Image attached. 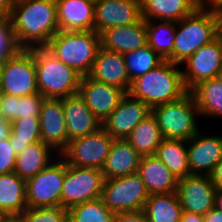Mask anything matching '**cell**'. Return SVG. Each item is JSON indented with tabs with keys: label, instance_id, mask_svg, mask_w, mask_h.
Instances as JSON below:
<instances>
[{
	"label": "cell",
	"instance_id": "obj_1",
	"mask_svg": "<svg viewBox=\"0 0 222 222\" xmlns=\"http://www.w3.org/2000/svg\"><path fill=\"white\" fill-rule=\"evenodd\" d=\"M10 21L21 49L45 47L59 31L56 0H13Z\"/></svg>",
	"mask_w": 222,
	"mask_h": 222
},
{
	"label": "cell",
	"instance_id": "obj_2",
	"mask_svg": "<svg viewBox=\"0 0 222 222\" xmlns=\"http://www.w3.org/2000/svg\"><path fill=\"white\" fill-rule=\"evenodd\" d=\"M179 67L178 64L164 60L154 69L133 80L128 93L146 103L151 109L180 99L188 91Z\"/></svg>",
	"mask_w": 222,
	"mask_h": 222
},
{
	"label": "cell",
	"instance_id": "obj_3",
	"mask_svg": "<svg viewBox=\"0 0 222 222\" xmlns=\"http://www.w3.org/2000/svg\"><path fill=\"white\" fill-rule=\"evenodd\" d=\"M221 26L222 16L197 8L177 21L173 53L167 60L181 65L199 48L215 40Z\"/></svg>",
	"mask_w": 222,
	"mask_h": 222
},
{
	"label": "cell",
	"instance_id": "obj_4",
	"mask_svg": "<svg viewBox=\"0 0 222 222\" xmlns=\"http://www.w3.org/2000/svg\"><path fill=\"white\" fill-rule=\"evenodd\" d=\"M101 47L95 31H58L45 46L57 59L82 77L88 76Z\"/></svg>",
	"mask_w": 222,
	"mask_h": 222
},
{
	"label": "cell",
	"instance_id": "obj_5",
	"mask_svg": "<svg viewBox=\"0 0 222 222\" xmlns=\"http://www.w3.org/2000/svg\"><path fill=\"white\" fill-rule=\"evenodd\" d=\"M34 61L38 91L45 98H65L78 93L82 76L45 47H34Z\"/></svg>",
	"mask_w": 222,
	"mask_h": 222
},
{
	"label": "cell",
	"instance_id": "obj_6",
	"mask_svg": "<svg viewBox=\"0 0 222 222\" xmlns=\"http://www.w3.org/2000/svg\"><path fill=\"white\" fill-rule=\"evenodd\" d=\"M151 112L164 139L187 141L200 131L196 120L200 112L189 91L176 101L153 107Z\"/></svg>",
	"mask_w": 222,
	"mask_h": 222
},
{
	"label": "cell",
	"instance_id": "obj_7",
	"mask_svg": "<svg viewBox=\"0 0 222 222\" xmlns=\"http://www.w3.org/2000/svg\"><path fill=\"white\" fill-rule=\"evenodd\" d=\"M0 91L13 96H29L39 93L34 47L20 49L14 56L3 61Z\"/></svg>",
	"mask_w": 222,
	"mask_h": 222
},
{
	"label": "cell",
	"instance_id": "obj_8",
	"mask_svg": "<svg viewBox=\"0 0 222 222\" xmlns=\"http://www.w3.org/2000/svg\"><path fill=\"white\" fill-rule=\"evenodd\" d=\"M104 181L101 169L76 167L65 161L61 207L68 210L75 205L101 198Z\"/></svg>",
	"mask_w": 222,
	"mask_h": 222
},
{
	"label": "cell",
	"instance_id": "obj_9",
	"mask_svg": "<svg viewBox=\"0 0 222 222\" xmlns=\"http://www.w3.org/2000/svg\"><path fill=\"white\" fill-rule=\"evenodd\" d=\"M65 177V160L59 155L36 176L26 180L27 207L61 206V191Z\"/></svg>",
	"mask_w": 222,
	"mask_h": 222
},
{
	"label": "cell",
	"instance_id": "obj_10",
	"mask_svg": "<svg viewBox=\"0 0 222 222\" xmlns=\"http://www.w3.org/2000/svg\"><path fill=\"white\" fill-rule=\"evenodd\" d=\"M149 197L145 183L137 173L105 179L101 199L114 213L143 210Z\"/></svg>",
	"mask_w": 222,
	"mask_h": 222
},
{
	"label": "cell",
	"instance_id": "obj_11",
	"mask_svg": "<svg viewBox=\"0 0 222 222\" xmlns=\"http://www.w3.org/2000/svg\"><path fill=\"white\" fill-rule=\"evenodd\" d=\"M113 141L101 127L94 133L71 140L60 156L68 165L102 169Z\"/></svg>",
	"mask_w": 222,
	"mask_h": 222
},
{
	"label": "cell",
	"instance_id": "obj_12",
	"mask_svg": "<svg viewBox=\"0 0 222 222\" xmlns=\"http://www.w3.org/2000/svg\"><path fill=\"white\" fill-rule=\"evenodd\" d=\"M183 83L187 91L202 81L215 79L222 69V45L217 37L211 43L199 48L182 63Z\"/></svg>",
	"mask_w": 222,
	"mask_h": 222
},
{
	"label": "cell",
	"instance_id": "obj_13",
	"mask_svg": "<svg viewBox=\"0 0 222 222\" xmlns=\"http://www.w3.org/2000/svg\"><path fill=\"white\" fill-rule=\"evenodd\" d=\"M215 193L209 175L191 174L178 179L176 194L182 211L205 215L214 208Z\"/></svg>",
	"mask_w": 222,
	"mask_h": 222
},
{
	"label": "cell",
	"instance_id": "obj_14",
	"mask_svg": "<svg viewBox=\"0 0 222 222\" xmlns=\"http://www.w3.org/2000/svg\"><path fill=\"white\" fill-rule=\"evenodd\" d=\"M150 113L151 108L146 103L126 93L102 127L113 139H126Z\"/></svg>",
	"mask_w": 222,
	"mask_h": 222
},
{
	"label": "cell",
	"instance_id": "obj_15",
	"mask_svg": "<svg viewBox=\"0 0 222 222\" xmlns=\"http://www.w3.org/2000/svg\"><path fill=\"white\" fill-rule=\"evenodd\" d=\"M142 18L141 0H95L94 31L137 23Z\"/></svg>",
	"mask_w": 222,
	"mask_h": 222
},
{
	"label": "cell",
	"instance_id": "obj_16",
	"mask_svg": "<svg viewBox=\"0 0 222 222\" xmlns=\"http://www.w3.org/2000/svg\"><path fill=\"white\" fill-rule=\"evenodd\" d=\"M78 93L101 123L117 108L126 94L117 86L93 80L88 76L81 78Z\"/></svg>",
	"mask_w": 222,
	"mask_h": 222
},
{
	"label": "cell",
	"instance_id": "obj_17",
	"mask_svg": "<svg viewBox=\"0 0 222 222\" xmlns=\"http://www.w3.org/2000/svg\"><path fill=\"white\" fill-rule=\"evenodd\" d=\"M39 119L41 141L60 155L67 147V129L62 98H44Z\"/></svg>",
	"mask_w": 222,
	"mask_h": 222
},
{
	"label": "cell",
	"instance_id": "obj_18",
	"mask_svg": "<svg viewBox=\"0 0 222 222\" xmlns=\"http://www.w3.org/2000/svg\"><path fill=\"white\" fill-rule=\"evenodd\" d=\"M200 132L187 140L188 165L190 174L209 175L222 159V136Z\"/></svg>",
	"mask_w": 222,
	"mask_h": 222
},
{
	"label": "cell",
	"instance_id": "obj_19",
	"mask_svg": "<svg viewBox=\"0 0 222 222\" xmlns=\"http://www.w3.org/2000/svg\"><path fill=\"white\" fill-rule=\"evenodd\" d=\"M62 104L66 120L67 146L71 140L94 133L102 127V123L87 107L79 93L62 98Z\"/></svg>",
	"mask_w": 222,
	"mask_h": 222
},
{
	"label": "cell",
	"instance_id": "obj_20",
	"mask_svg": "<svg viewBox=\"0 0 222 222\" xmlns=\"http://www.w3.org/2000/svg\"><path fill=\"white\" fill-rule=\"evenodd\" d=\"M88 77L105 84L117 86L126 93H128L131 86L124 55L102 47L97 53Z\"/></svg>",
	"mask_w": 222,
	"mask_h": 222
},
{
	"label": "cell",
	"instance_id": "obj_21",
	"mask_svg": "<svg viewBox=\"0 0 222 222\" xmlns=\"http://www.w3.org/2000/svg\"><path fill=\"white\" fill-rule=\"evenodd\" d=\"M60 31H94L95 0H56Z\"/></svg>",
	"mask_w": 222,
	"mask_h": 222
},
{
	"label": "cell",
	"instance_id": "obj_22",
	"mask_svg": "<svg viewBox=\"0 0 222 222\" xmlns=\"http://www.w3.org/2000/svg\"><path fill=\"white\" fill-rule=\"evenodd\" d=\"M101 47L124 54L147 44L146 20L141 18L137 23L115 26L100 34Z\"/></svg>",
	"mask_w": 222,
	"mask_h": 222
},
{
	"label": "cell",
	"instance_id": "obj_23",
	"mask_svg": "<svg viewBox=\"0 0 222 222\" xmlns=\"http://www.w3.org/2000/svg\"><path fill=\"white\" fill-rule=\"evenodd\" d=\"M137 174L145 183L149 195L176 192L178 178L156 155L141 157Z\"/></svg>",
	"mask_w": 222,
	"mask_h": 222
},
{
	"label": "cell",
	"instance_id": "obj_24",
	"mask_svg": "<svg viewBox=\"0 0 222 222\" xmlns=\"http://www.w3.org/2000/svg\"><path fill=\"white\" fill-rule=\"evenodd\" d=\"M141 155L126 139H114L101 169L105 179L137 173Z\"/></svg>",
	"mask_w": 222,
	"mask_h": 222
},
{
	"label": "cell",
	"instance_id": "obj_25",
	"mask_svg": "<svg viewBox=\"0 0 222 222\" xmlns=\"http://www.w3.org/2000/svg\"><path fill=\"white\" fill-rule=\"evenodd\" d=\"M26 209V180L15 172L0 174V212L20 217Z\"/></svg>",
	"mask_w": 222,
	"mask_h": 222
},
{
	"label": "cell",
	"instance_id": "obj_26",
	"mask_svg": "<svg viewBox=\"0 0 222 222\" xmlns=\"http://www.w3.org/2000/svg\"><path fill=\"white\" fill-rule=\"evenodd\" d=\"M198 8V0H141L145 20L177 22Z\"/></svg>",
	"mask_w": 222,
	"mask_h": 222
},
{
	"label": "cell",
	"instance_id": "obj_27",
	"mask_svg": "<svg viewBox=\"0 0 222 222\" xmlns=\"http://www.w3.org/2000/svg\"><path fill=\"white\" fill-rule=\"evenodd\" d=\"M58 156L59 154L49 145L42 141L36 142L16 156L14 172L27 180L36 176Z\"/></svg>",
	"mask_w": 222,
	"mask_h": 222
},
{
	"label": "cell",
	"instance_id": "obj_28",
	"mask_svg": "<svg viewBox=\"0 0 222 222\" xmlns=\"http://www.w3.org/2000/svg\"><path fill=\"white\" fill-rule=\"evenodd\" d=\"M163 139L158 122L152 112L139 122L126 138L142 157L155 155Z\"/></svg>",
	"mask_w": 222,
	"mask_h": 222
},
{
	"label": "cell",
	"instance_id": "obj_29",
	"mask_svg": "<svg viewBox=\"0 0 222 222\" xmlns=\"http://www.w3.org/2000/svg\"><path fill=\"white\" fill-rule=\"evenodd\" d=\"M150 222H180L182 207L176 192L151 194L143 209Z\"/></svg>",
	"mask_w": 222,
	"mask_h": 222
},
{
	"label": "cell",
	"instance_id": "obj_30",
	"mask_svg": "<svg viewBox=\"0 0 222 222\" xmlns=\"http://www.w3.org/2000/svg\"><path fill=\"white\" fill-rule=\"evenodd\" d=\"M200 112V117L222 116V84L217 79L205 80L189 91Z\"/></svg>",
	"mask_w": 222,
	"mask_h": 222
},
{
	"label": "cell",
	"instance_id": "obj_31",
	"mask_svg": "<svg viewBox=\"0 0 222 222\" xmlns=\"http://www.w3.org/2000/svg\"><path fill=\"white\" fill-rule=\"evenodd\" d=\"M44 98L40 93L24 97L3 94L1 118L11 123L20 118L39 117Z\"/></svg>",
	"mask_w": 222,
	"mask_h": 222
},
{
	"label": "cell",
	"instance_id": "obj_32",
	"mask_svg": "<svg viewBox=\"0 0 222 222\" xmlns=\"http://www.w3.org/2000/svg\"><path fill=\"white\" fill-rule=\"evenodd\" d=\"M155 155L178 179L191 175L187 158V141L163 139Z\"/></svg>",
	"mask_w": 222,
	"mask_h": 222
},
{
	"label": "cell",
	"instance_id": "obj_33",
	"mask_svg": "<svg viewBox=\"0 0 222 222\" xmlns=\"http://www.w3.org/2000/svg\"><path fill=\"white\" fill-rule=\"evenodd\" d=\"M177 22L146 20L147 44L167 60L173 53Z\"/></svg>",
	"mask_w": 222,
	"mask_h": 222
},
{
	"label": "cell",
	"instance_id": "obj_34",
	"mask_svg": "<svg viewBox=\"0 0 222 222\" xmlns=\"http://www.w3.org/2000/svg\"><path fill=\"white\" fill-rule=\"evenodd\" d=\"M9 140L16 155L29 145L41 141L39 117L20 118L12 121Z\"/></svg>",
	"mask_w": 222,
	"mask_h": 222
},
{
	"label": "cell",
	"instance_id": "obj_35",
	"mask_svg": "<svg viewBox=\"0 0 222 222\" xmlns=\"http://www.w3.org/2000/svg\"><path fill=\"white\" fill-rule=\"evenodd\" d=\"M123 55L131 82L154 69L164 61V59L153 51L148 44L137 50L125 52Z\"/></svg>",
	"mask_w": 222,
	"mask_h": 222
},
{
	"label": "cell",
	"instance_id": "obj_36",
	"mask_svg": "<svg viewBox=\"0 0 222 222\" xmlns=\"http://www.w3.org/2000/svg\"><path fill=\"white\" fill-rule=\"evenodd\" d=\"M67 211L68 222H113L115 215L101 198L75 205Z\"/></svg>",
	"mask_w": 222,
	"mask_h": 222
},
{
	"label": "cell",
	"instance_id": "obj_37",
	"mask_svg": "<svg viewBox=\"0 0 222 222\" xmlns=\"http://www.w3.org/2000/svg\"><path fill=\"white\" fill-rule=\"evenodd\" d=\"M20 217L24 222H68V211L61 206L45 208L27 207Z\"/></svg>",
	"mask_w": 222,
	"mask_h": 222
},
{
	"label": "cell",
	"instance_id": "obj_38",
	"mask_svg": "<svg viewBox=\"0 0 222 222\" xmlns=\"http://www.w3.org/2000/svg\"><path fill=\"white\" fill-rule=\"evenodd\" d=\"M20 49L10 19L0 20V60L4 61L14 56Z\"/></svg>",
	"mask_w": 222,
	"mask_h": 222
},
{
	"label": "cell",
	"instance_id": "obj_39",
	"mask_svg": "<svg viewBox=\"0 0 222 222\" xmlns=\"http://www.w3.org/2000/svg\"><path fill=\"white\" fill-rule=\"evenodd\" d=\"M16 156L9 137L0 140V174L14 172Z\"/></svg>",
	"mask_w": 222,
	"mask_h": 222
},
{
	"label": "cell",
	"instance_id": "obj_40",
	"mask_svg": "<svg viewBox=\"0 0 222 222\" xmlns=\"http://www.w3.org/2000/svg\"><path fill=\"white\" fill-rule=\"evenodd\" d=\"M145 218L143 210L115 213L113 222H141Z\"/></svg>",
	"mask_w": 222,
	"mask_h": 222
},
{
	"label": "cell",
	"instance_id": "obj_41",
	"mask_svg": "<svg viewBox=\"0 0 222 222\" xmlns=\"http://www.w3.org/2000/svg\"><path fill=\"white\" fill-rule=\"evenodd\" d=\"M198 8L222 16V0H198Z\"/></svg>",
	"mask_w": 222,
	"mask_h": 222
},
{
	"label": "cell",
	"instance_id": "obj_42",
	"mask_svg": "<svg viewBox=\"0 0 222 222\" xmlns=\"http://www.w3.org/2000/svg\"><path fill=\"white\" fill-rule=\"evenodd\" d=\"M209 176L216 188H222V159L214 167L213 171L209 174Z\"/></svg>",
	"mask_w": 222,
	"mask_h": 222
},
{
	"label": "cell",
	"instance_id": "obj_43",
	"mask_svg": "<svg viewBox=\"0 0 222 222\" xmlns=\"http://www.w3.org/2000/svg\"><path fill=\"white\" fill-rule=\"evenodd\" d=\"M13 0H0V20L10 19Z\"/></svg>",
	"mask_w": 222,
	"mask_h": 222
},
{
	"label": "cell",
	"instance_id": "obj_44",
	"mask_svg": "<svg viewBox=\"0 0 222 222\" xmlns=\"http://www.w3.org/2000/svg\"><path fill=\"white\" fill-rule=\"evenodd\" d=\"M203 222H222V211L213 208L203 215Z\"/></svg>",
	"mask_w": 222,
	"mask_h": 222
},
{
	"label": "cell",
	"instance_id": "obj_45",
	"mask_svg": "<svg viewBox=\"0 0 222 222\" xmlns=\"http://www.w3.org/2000/svg\"><path fill=\"white\" fill-rule=\"evenodd\" d=\"M180 222H203V215L182 211Z\"/></svg>",
	"mask_w": 222,
	"mask_h": 222
},
{
	"label": "cell",
	"instance_id": "obj_46",
	"mask_svg": "<svg viewBox=\"0 0 222 222\" xmlns=\"http://www.w3.org/2000/svg\"><path fill=\"white\" fill-rule=\"evenodd\" d=\"M9 135H10V123L0 118V140L9 137Z\"/></svg>",
	"mask_w": 222,
	"mask_h": 222
},
{
	"label": "cell",
	"instance_id": "obj_47",
	"mask_svg": "<svg viewBox=\"0 0 222 222\" xmlns=\"http://www.w3.org/2000/svg\"><path fill=\"white\" fill-rule=\"evenodd\" d=\"M214 208L222 211V188H216Z\"/></svg>",
	"mask_w": 222,
	"mask_h": 222
},
{
	"label": "cell",
	"instance_id": "obj_48",
	"mask_svg": "<svg viewBox=\"0 0 222 222\" xmlns=\"http://www.w3.org/2000/svg\"><path fill=\"white\" fill-rule=\"evenodd\" d=\"M3 222H24L21 217H7Z\"/></svg>",
	"mask_w": 222,
	"mask_h": 222
},
{
	"label": "cell",
	"instance_id": "obj_49",
	"mask_svg": "<svg viewBox=\"0 0 222 222\" xmlns=\"http://www.w3.org/2000/svg\"><path fill=\"white\" fill-rule=\"evenodd\" d=\"M216 79H217V81H219L222 84V69L220 70V72L216 76Z\"/></svg>",
	"mask_w": 222,
	"mask_h": 222
},
{
	"label": "cell",
	"instance_id": "obj_50",
	"mask_svg": "<svg viewBox=\"0 0 222 222\" xmlns=\"http://www.w3.org/2000/svg\"><path fill=\"white\" fill-rule=\"evenodd\" d=\"M217 37L220 39L221 45H222V26H221V28H220V30H219V33H218V36H217Z\"/></svg>",
	"mask_w": 222,
	"mask_h": 222
},
{
	"label": "cell",
	"instance_id": "obj_51",
	"mask_svg": "<svg viewBox=\"0 0 222 222\" xmlns=\"http://www.w3.org/2000/svg\"><path fill=\"white\" fill-rule=\"evenodd\" d=\"M7 217L2 213L0 212V222H3Z\"/></svg>",
	"mask_w": 222,
	"mask_h": 222
},
{
	"label": "cell",
	"instance_id": "obj_52",
	"mask_svg": "<svg viewBox=\"0 0 222 222\" xmlns=\"http://www.w3.org/2000/svg\"><path fill=\"white\" fill-rule=\"evenodd\" d=\"M2 66H3V61L0 60V83H1V70H2Z\"/></svg>",
	"mask_w": 222,
	"mask_h": 222
},
{
	"label": "cell",
	"instance_id": "obj_53",
	"mask_svg": "<svg viewBox=\"0 0 222 222\" xmlns=\"http://www.w3.org/2000/svg\"><path fill=\"white\" fill-rule=\"evenodd\" d=\"M2 93H1V91H0V118H1V101H2Z\"/></svg>",
	"mask_w": 222,
	"mask_h": 222
},
{
	"label": "cell",
	"instance_id": "obj_54",
	"mask_svg": "<svg viewBox=\"0 0 222 222\" xmlns=\"http://www.w3.org/2000/svg\"><path fill=\"white\" fill-rule=\"evenodd\" d=\"M141 222H150V221L144 218Z\"/></svg>",
	"mask_w": 222,
	"mask_h": 222
}]
</instances>
